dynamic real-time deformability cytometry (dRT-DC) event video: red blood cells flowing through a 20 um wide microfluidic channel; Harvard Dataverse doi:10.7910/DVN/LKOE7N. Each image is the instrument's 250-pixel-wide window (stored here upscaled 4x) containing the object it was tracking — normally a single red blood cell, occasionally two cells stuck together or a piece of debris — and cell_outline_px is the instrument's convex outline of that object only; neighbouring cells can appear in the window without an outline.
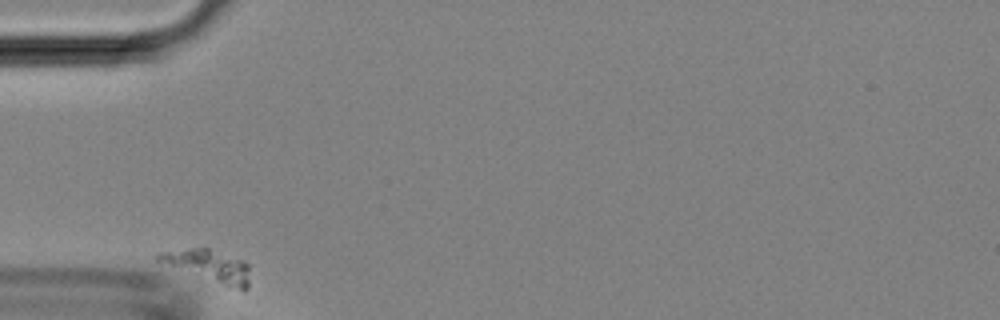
{"species": "Egyptian fruit bat (a non-hibernating species)", "species_latin": "Rousettus aegyptiacus", "temperature_condition": "room temperature", "stored_images_in_passage": 31, "camera_frame_rate_fps": 3000, "um_per_image_px": 0.085, "animal": {"sex": "female"}, "frame": {"image": 1, "passage_image": 1, "time_ms": 0.0, "image_size_px": [1000, 320], "cell_outline_px": [[248, 288], [244, 292], [228, 288], [156, 260], [156, 252], [204, 244], [244, 260], [248, 264]], "centroid_in_image_um": [17.75, 22.55], "position_along_channel_um": 67.2, "area_um2": 18.03}}
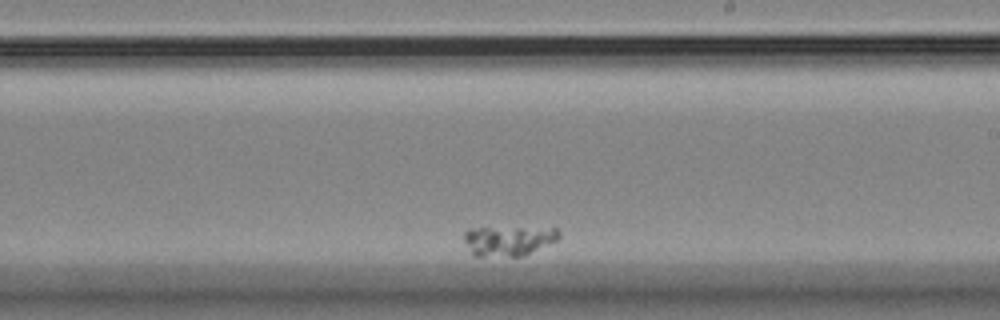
{"frame": {"image": 2, "passage_image": 19, "time_ms": 6.0, "image_size_px": [1000, 320], "cell_outline_px": [[560, 236], [556, 240], [524, 256], [472, 256], [464, 240], [464, 232], [468, 228], [556, 228], [560, 232]], "centroid_in_image_um": [43.19, 20.46], "position_along_channel_um": 245.8, "area_um2": 16.47}}
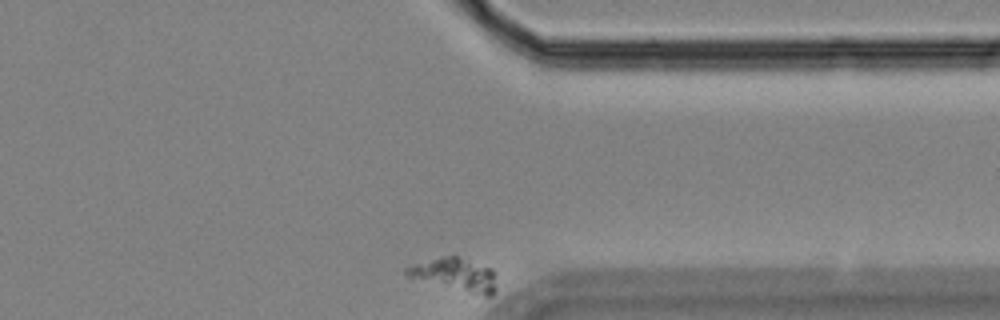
{"frame": {"image": 3, "passage_image": 31, "time_ms": 10.0, "image_size_px": [1000, 320], "cell_outline_px": [[496, 288], [492, 296], [484, 296], [404, 276], [404, 268], [412, 264], [440, 256], [456, 256], [492, 268]], "centroid_in_image_um": [38.64, 23.33], "position_along_channel_um": 372.8, "area_um2": 17.11}}